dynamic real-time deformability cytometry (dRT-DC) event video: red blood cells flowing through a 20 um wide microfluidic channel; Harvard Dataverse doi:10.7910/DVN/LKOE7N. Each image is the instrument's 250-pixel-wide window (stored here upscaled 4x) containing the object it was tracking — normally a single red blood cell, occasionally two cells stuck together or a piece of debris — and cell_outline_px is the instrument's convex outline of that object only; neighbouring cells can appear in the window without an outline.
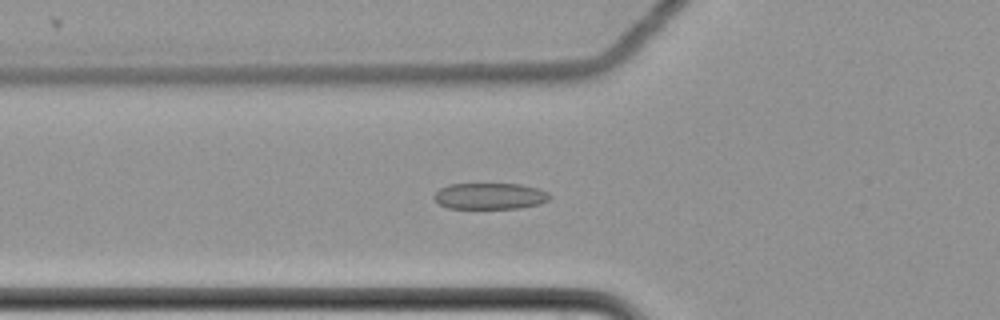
{"species": "common noctule bat (a hibernating species)", "species_latin": "Nyctalus noctula", "temperature_condition": "cold", "stored_images_in_passage": 51, "camera_frame_rate_fps": 3000, "um_per_image_px": 0.085, "animal": {"sex": "female", "body_mass_g": 22.7, "forearm_length_mm": 54.2}, "frame": {"image": 1, "passage_image": 13, "time_ms": 4.0, "image_size_px": [1000, 320], "cell_outline_px": [[552, 196], [548, 200], [540, 204], [520, 208], [448, 208], [440, 204], [432, 196], [440, 188], [448, 184], [520, 184], [536, 188], [548, 192]], "centroid_in_image_um": [41.65, 16.66], "position_along_channel_um": 84.1, "area_um2": 17.69}}
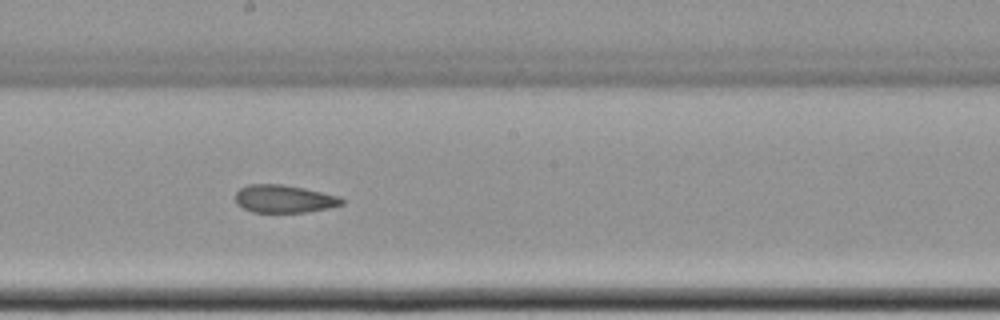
{"frame": {"image": 2, "passage_image": 25, "time_ms": 8.0, "image_size_px": [1000, 320], "cell_outline_px": [[344, 204], [328, 208], [304, 212], [252, 212], [236, 204], [236, 192], [240, 188], [248, 184], [280, 184], [304, 188], [340, 196], [344, 200]], "centroid_in_image_um": [24.15, 16.9], "position_along_channel_um": 224.1, "area_um2": 17.22}}
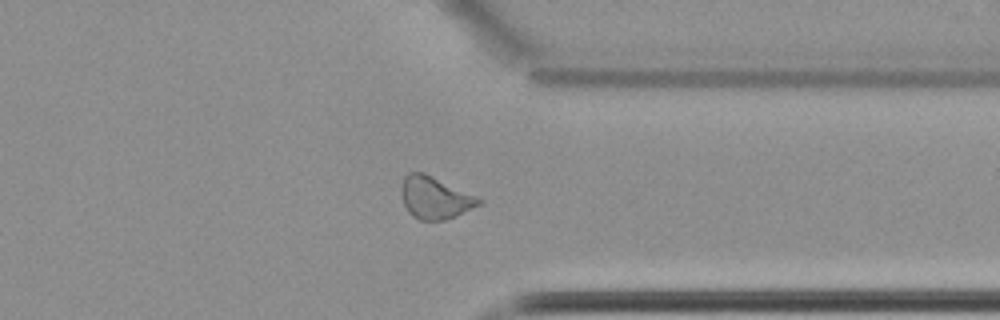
{"frame": {"image": 3, "passage_image": 38, "time_ms": 12.333, "image_size_px": [1000, 320], "cell_outline_px": [[484, 200], [480, 204], [456, 216], [444, 220], [420, 220], [412, 216], [408, 212], [404, 204], [400, 188], [404, 176], [408, 172], [424, 172]], "centroid_in_image_um": [36.93, 16.8], "position_along_channel_um": 374.5, "area_um2": 18.96}, "authors_computed_cell_mechanics": {"area_um2": 18.6116, "velocity_mm_per_s": 3.4984, "shape_relaxation_time_tau1_ms": null, "shape_relaxation_time_tau2_ms": 2.257, "deformation_change_tau1": null, "deformation_change_tau2": 0.0877}}